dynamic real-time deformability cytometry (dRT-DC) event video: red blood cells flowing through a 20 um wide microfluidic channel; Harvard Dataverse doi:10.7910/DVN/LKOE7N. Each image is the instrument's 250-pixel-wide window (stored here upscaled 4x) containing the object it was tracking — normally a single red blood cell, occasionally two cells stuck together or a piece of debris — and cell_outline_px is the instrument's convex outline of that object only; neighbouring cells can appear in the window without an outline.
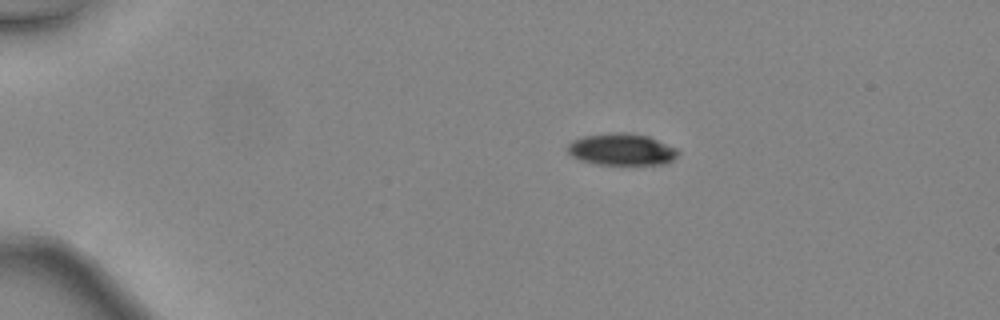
{"species": "common noctule bat (a hibernating species)", "species_latin": "Nyctalus noctula", "temperature_condition": "warm", "stored_images_in_passage": 38, "camera_frame_rate_fps": 3000, "um_per_image_px": 0.085, "animal": {"sex": "female", "body_mass_g": 24.6, "forearm_length_mm": 56.2}, "frame": {"image": 1, "passage_image": 1, "time_ms": 0.0, "image_size_px": [1000, 320], "cell_outline_px": [[680, 152], [672, 160], [664, 164], [596, 164], [580, 160], [572, 156], [568, 152], [568, 144], [572, 140], [584, 136], [616, 132], [628, 132], [648, 136], [676, 148]], "centroid_in_image_um": [52.83, 12.69], "position_along_channel_um": 32.2, "area_um2": 20.35}}
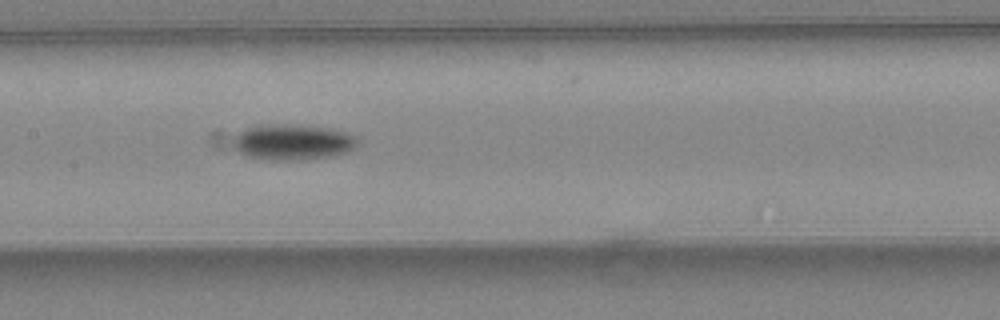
{"frame": {"image": 2, "passage_image": 16, "time_ms": 5.0, "image_size_px": [1000, 320], "cell_outline_px": [[356, 148], [348, 152], [332, 156], [296, 160], [264, 160], [244, 156], [236, 152], [232, 148], [236, 132], [244, 128], [256, 124], [296, 124], [332, 128], [356, 136]], "centroid_in_image_um": [24.79, 12.07], "position_along_channel_um": 182.6, "area_um2": 26.65}}
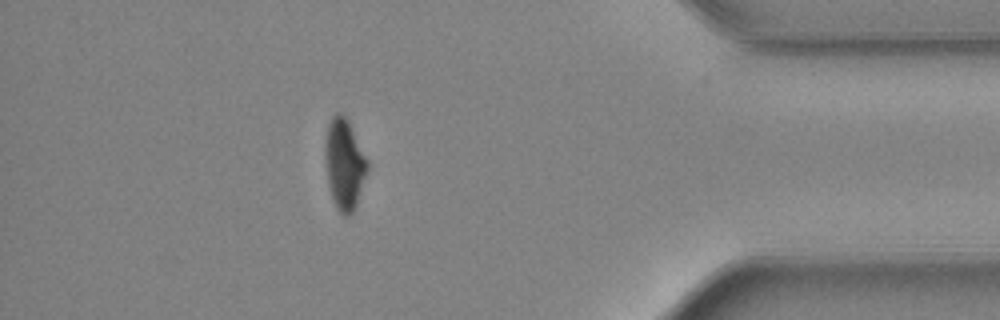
{"frame": {"image": 3, "passage_image": 33, "time_ms": 10.667, "image_size_px": [1000, 320], "cell_outline_px": [[368, 168], [356, 204], [352, 212], [348, 216], [344, 216], [336, 208], [332, 200], [328, 184], [324, 156], [324, 144], [328, 124], [332, 116], [336, 112], [340, 112], [348, 120], [368, 160]], "centroid_in_image_um": [29.24, 13.93], "position_along_channel_um": 406.0, "area_um2": 22.37}, "authors_computed_cell_mechanics": {"area_um2": 23.2356, "velocity_mm_per_s": 4.5503, "shape_relaxation_time_tau1_ms": 2.6163, "shape_relaxation_time_tau2_ms": null, "deformation_change_tau1": 0.1325, "deformation_change_tau2": null}}